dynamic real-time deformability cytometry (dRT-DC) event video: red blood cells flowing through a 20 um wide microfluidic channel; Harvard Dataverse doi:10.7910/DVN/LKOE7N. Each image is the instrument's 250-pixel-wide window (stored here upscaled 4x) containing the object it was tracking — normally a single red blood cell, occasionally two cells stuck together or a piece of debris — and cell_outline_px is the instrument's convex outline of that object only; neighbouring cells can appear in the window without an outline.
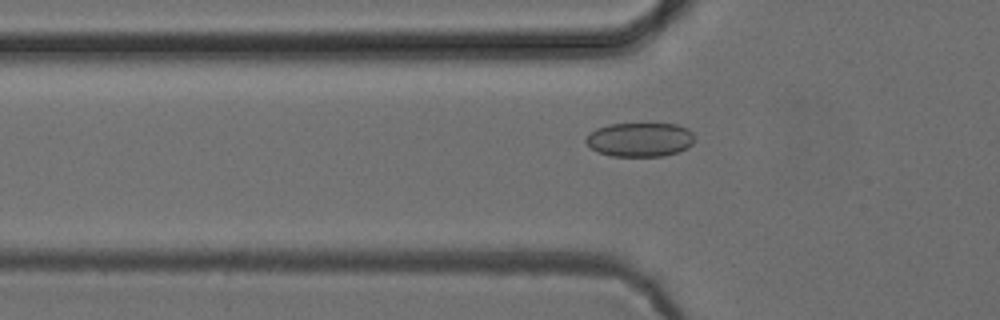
{"species": "common noctule bat (a hibernating species)", "species_latin": "Nyctalus noctula", "temperature_condition": "cold", "stored_images_in_passage": 38, "camera_frame_rate_fps": 3000, "um_per_image_px": 0.085, "animal": {"sex": "female", "body_mass_g": 24.6, "forearm_length_mm": 56.2}, "frame": {"image": 1, "passage_image": 7, "time_ms": 2.0, "image_size_px": [1000, 320], "cell_outline_px": [[692, 144], [688, 148], [680, 152], [664, 156], [612, 156], [596, 152], [584, 140], [588, 132], [596, 128], [608, 124], [676, 124], [688, 128], [692, 132]], "centroid_in_image_um": [54.37, 11.87], "position_along_channel_um": 71.4, "area_um2": 21.79}}
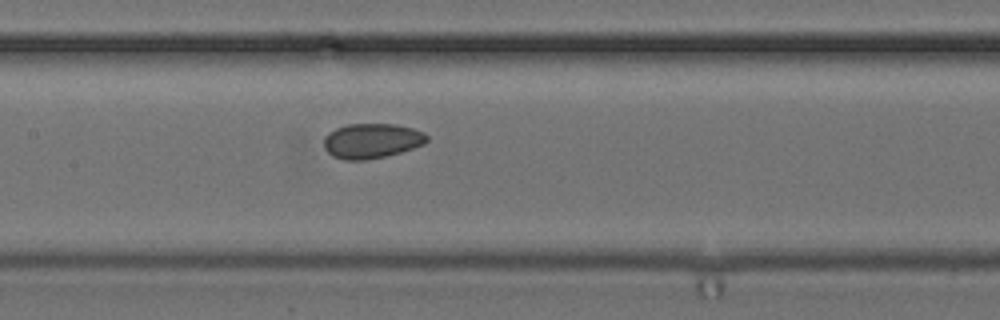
{"frame": {"image": 2, "passage_image": 15, "time_ms": 4.667, "image_size_px": [1000, 320], "cell_outline_px": [[428, 140], [424, 144], [400, 152], [384, 156], [364, 160], [344, 160], [332, 156], [324, 148], [324, 136], [328, 132], [336, 128], [348, 124], [396, 124], [412, 128], [424, 132], [428, 136]], "centroid_in_image_um": [31.58, 11.96], "position_along_channel_um": 175.8, "area_um2": 20.98}}
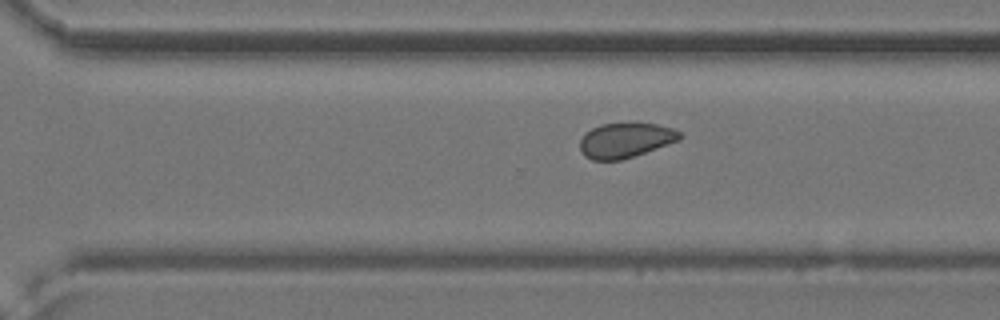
{"frame": {"image": 3, "passage_image": 26, "time_ms": 8.333, "image_size_px": [1000, 320], "cell_outline_px": [[684, 136], [680, 140], [620, 160], [592, 160], [584, 156], [580, 148], [580, 140], [584, 132], [600, 124], [656, 124], [672, 128], [680, 132]], "centroid_in_image_um": [53.14, 11.92], "position_along_channel_um": 317.5, "area_um2": 20.06}, "authors_computed_cell_mechanics": {"area_um2": 20.7502, "velocity_mm_per_s": 3.883, "shape_relaxation_time_tau1_ms": null, "shape_relaxation_time_tau2_ms": 5.0171, "deformation_change_tau1": null, "deformation_change_tau2": 0.0913}}